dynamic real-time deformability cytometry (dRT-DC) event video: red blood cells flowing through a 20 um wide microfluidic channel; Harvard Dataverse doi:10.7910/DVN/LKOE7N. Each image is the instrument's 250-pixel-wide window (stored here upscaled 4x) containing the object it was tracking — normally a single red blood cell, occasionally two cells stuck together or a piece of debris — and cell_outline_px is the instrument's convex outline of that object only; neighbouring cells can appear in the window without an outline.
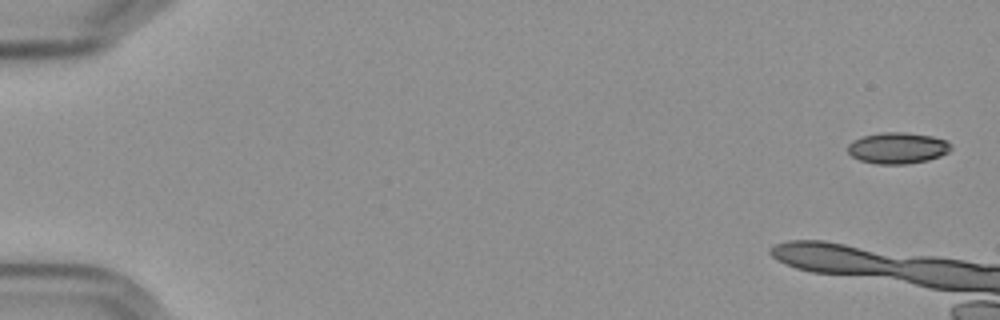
{"species": "Egyptian fruit bat (a non-hibernating species)", "species_latin": "Rousettus aegyptiacus", "temperature_condition": "cold", "stored_images_in_passage": 10, "camera_frame_rate_fps": 3000, "um_per_image_px": 0.085, "frame": {"image": 1, "passage_image": 1, "time_ms": 0.0, "image_size_px": [1000, 320], "cell_outline_px": [[952, 148], [948, 152], [940, 156], [928, 160], [908, 164], [876, 164], [860, 160], [852, 156], [848, 152], [848, 144], [852, 140], [864, 136], [880, 132], [904, 132], [932, 136], [948, 140], [952, 144]], "centroid_in_image_um": [76.32, 12.58], "position_along_channel_um": 8.7, "area_um2": 18.96}}